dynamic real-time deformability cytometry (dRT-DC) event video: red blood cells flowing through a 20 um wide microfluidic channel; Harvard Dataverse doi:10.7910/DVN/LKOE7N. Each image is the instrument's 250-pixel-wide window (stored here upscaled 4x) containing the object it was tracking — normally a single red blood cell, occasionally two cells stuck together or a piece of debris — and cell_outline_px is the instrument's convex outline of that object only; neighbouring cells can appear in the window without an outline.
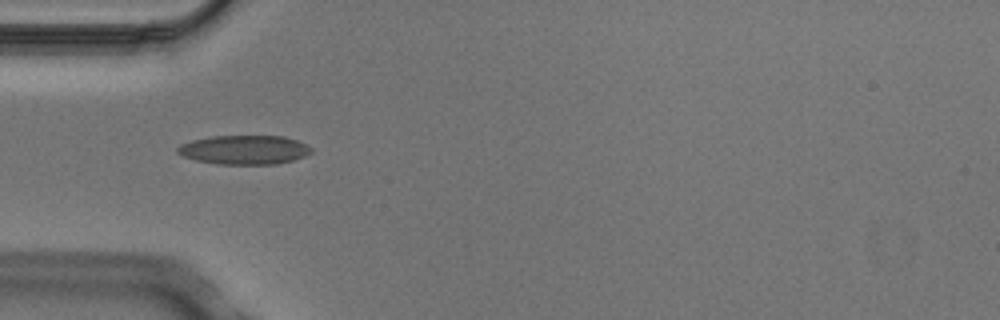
{"species": "Egyptian fruit bat (a non-hibernating species)", "species_latin": "Rousettus aegyptiacus", "temperature_condition": "cold", "stored_images_in_passage": 2, "camera_frame_rate_fps": 3000, "um_per_image_px": 0.085, "animal": {"sex": "male"}, "frame": {"image": 1, "passage_image": 1, "time_ms": 0.0, "image_size_px": [1000, 320], "cell_outline_px": [[312, 152], [304, 156], [292, 160], [276, 164], [216, 164], [196, 160], [184, 156], [176, 152], [176, 148], [180, 144], [192, 140], [212, 136], [284, 136], [296, 140], [312, 148]], "centroid_in_image_um": [20.74, 12.73], "position_along_channel_um": 64.3, "area_um2": 22.6}}